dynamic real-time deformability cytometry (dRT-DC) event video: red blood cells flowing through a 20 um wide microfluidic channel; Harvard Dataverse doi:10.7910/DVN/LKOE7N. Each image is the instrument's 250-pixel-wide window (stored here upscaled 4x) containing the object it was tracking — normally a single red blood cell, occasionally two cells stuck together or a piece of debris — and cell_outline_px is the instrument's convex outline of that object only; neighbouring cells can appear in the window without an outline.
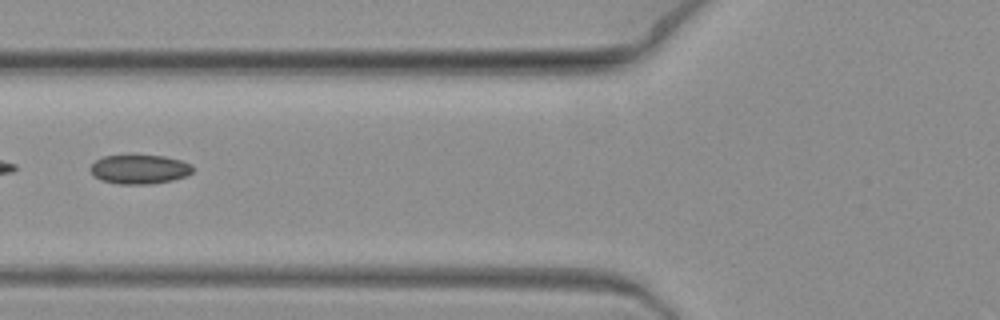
{"species": "common noctule bat (a hibernating species)", "species_latin": "Nyctalus noctula", "temperature_condition": "warm", "stored_images_in_passage": 9, "segment_of_instrument_passage": [2, 2], "camera_frame_rate_fps": 3000, "um_per_image_px": 0.085, "animal": {"sex": "female", "body_mass_g": 19.3, "forearm_length_mm": 54.1}, "frame": {"image": 1, "passage_image": 8, "time_ms": 2.333, "image_size_px": [1000, 320], "cell_outline_px": [[196, 168], [192, 172], [184, 176], [172, 180], [152, 184], [120, 184], [100, 180], [92, 176], [92, 164], [96, 160], [104, 156], [164, 156], [180, 160], [192, 164]], "centroid_in_image_um": [11.88, 14.4], "position_along_channel_um": 113.9, "area_um2": 17.28}}
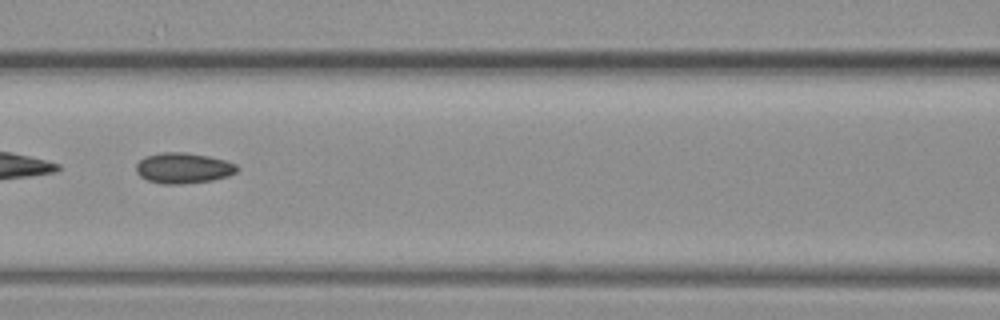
{"frame": {"image": 2, "passage_image": 9, "time_ms": 2.667, "image_size_px": [1000, 320], "cell_outline_px": [[240, 168], [236, 172], [228, 176], [212, 180], [180, 184], [164, 184], [148, 180], [140, 176], [136, 172], [136, 164], [140, 160], [148, 156], [160, 152], [184, 152], [208, 156], [224, 160], [236, 164]], "centroid_in_image_um": [15.59, 14.28], "position_along_channel_um": 151.0, "area_um2": 17.92}}